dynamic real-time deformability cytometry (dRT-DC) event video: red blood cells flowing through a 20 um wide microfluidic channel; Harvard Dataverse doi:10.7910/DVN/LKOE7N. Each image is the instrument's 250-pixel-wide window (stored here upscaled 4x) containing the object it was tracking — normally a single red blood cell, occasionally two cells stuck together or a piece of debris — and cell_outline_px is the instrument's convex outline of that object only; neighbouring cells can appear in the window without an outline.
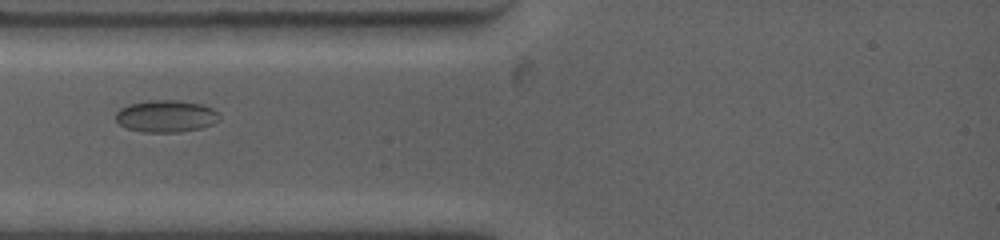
{"species": "common noctule bat (a hibernating species)", "species_latin": "Nyctalus noctula", "temperature_condition": "warm", "stored_images_in_passage": 10, "camera_frame_rate_fps": 4500, "um_per_image_px": 0.085, "animal": {"sex": "female", "body_mass_g": 19.0, "forearm_length_mm": 53.3}, "frame": {"image": 1, "passage_image": 2, "time_ms": 1.333, "image_size_px": [1000, 240], "cell_outline_px": [[220, 120], [212, 124], [200, 128], [180, 132], [144, 132], [128, 128], [120, 124], [116, 120], [116, 112], [120, 108], [128, 104], [148, 100], [176, 100], [204, 104], [220, 112]], "centroid_in_image_um": [14.15, 9.86], "position_along_channel_um": 70.9, "area_um2": 19.54}}
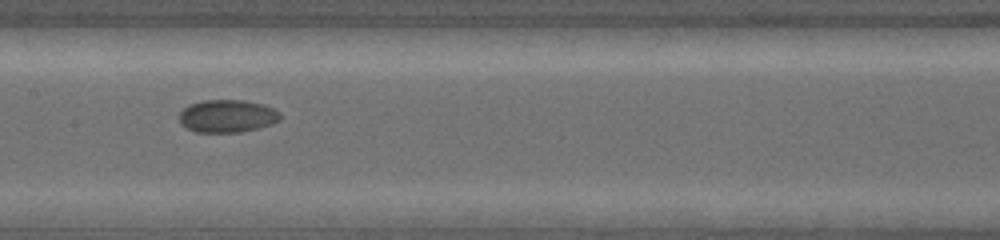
{"frame": {"image": 2, "passage_image": 5, "time_ms": 4.667, "image_size_px": [1000, 240], "cell_outline_px": [[280, 120], [272, 124], [240, 132], [196, 132], [180, 124], [180, 112], [188, 104], [204, 100], [244, 100], [264, 104], [280, 112]], "centroid_in_image_um": [19.32, 9.86], "position_along_channel_um": 188.1, "area_um2": 19.25}}
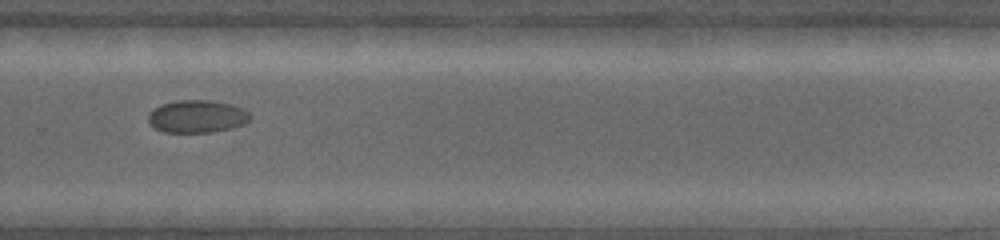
{"frame": {"image": 3, "passage_image": 9, "time_ms": 8.222, "image_size_px": [1000, 240], "cell_outline_px": [[252, 116], [244, 124], [232, 128], [212, 132], [164, 132], [156, 128], [148, 120], [148, 112], [160, 104], [180, 100], [212, 100], [232, 104], [244, 108]], "centroid_in_image_um": [16.77, 9.88], "position_along_channel_um": 313.0, "area_um2": 19.48}}